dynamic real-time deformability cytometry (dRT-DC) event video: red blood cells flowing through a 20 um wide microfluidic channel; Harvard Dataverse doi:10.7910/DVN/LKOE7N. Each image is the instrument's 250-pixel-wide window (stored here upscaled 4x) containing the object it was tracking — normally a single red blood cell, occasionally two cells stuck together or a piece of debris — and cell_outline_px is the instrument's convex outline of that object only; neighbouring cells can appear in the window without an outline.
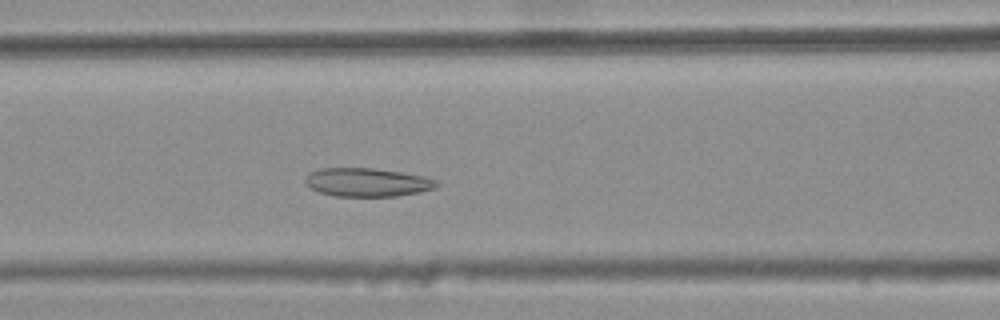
{"species": "common noctule bat (a hibernating species)", "species_latin": "Nyctalus noctula", "temperature_condition": "warm", "stored_images_in_passage": 42, "camera_frame_rate_fps": 3000, "um_per_image_px": 0.085, "animal": {"sex": "female", "body_mass_g": 25.1}, "frame": {"image": 1, "passage_image": 19, "time_ms": 6.0, "image_size_px": [1000, 320], "cell_outline_px": [[440, 184], [436, 188], [420, 192], [396, 196], [336, 196], [320, 192], [304, 184], [304, 180], [312, 172], [320, 168], [372, 168], [400, 172], [424, 176], [436, 180]], "centroid_in_image_um": [31.24, 15.5], "position_along_channel_um": 135.4, "area_um2": 21.73}}
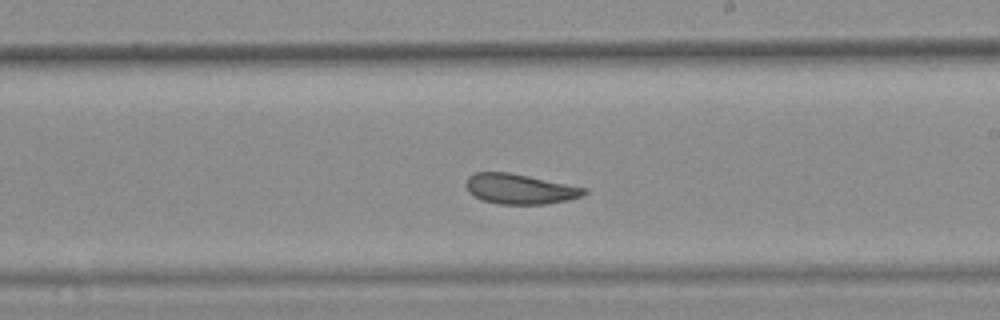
{"frame": {"image": 2, "passage_image": 28, "time_ms": 9.0, "image_size_px": [1000, 320], "cell_outline_px": [[588, 192], [580, 196], [568, 200], [544, 204], [496, 204], [480, 200], [472, 196], [468, 192], [464, 184], [468, 176], [476, 172], [508, 172], [588, 188]], "centroid_in_image_um": [44.13, 16.07], "position_along_channel_um": 244.9, "area_um2": 20.92}}
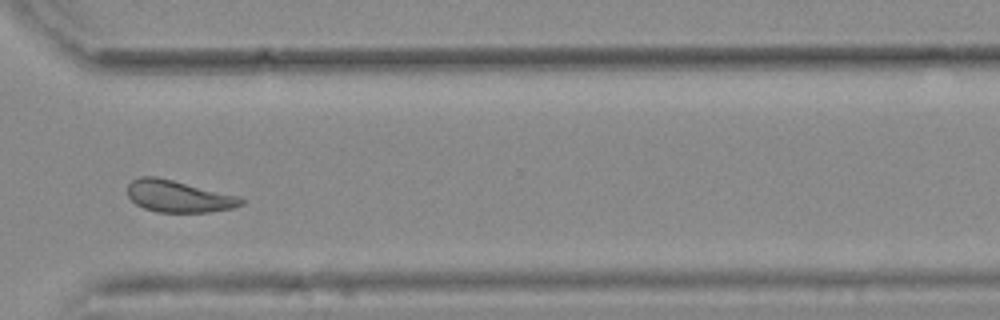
{"frame": {"image": 3, "passage_image": 37, "time_ms": 12.0, "image_size_px": [1000, 320], "cell_outline_px": [[244, 204], [232, 208], [208, 212], [156, 212], [144, 208], [136, 204], [128, 196], [128, 184], [132, 180], [140, 176], [156, 176], [240, 196], [244, 200]], "centroid_in_image_um": [15.17, 16.68], "position_along_channel_um": 355.4, "area_um2": 21.1}, "authors_computed_cell_mechanics": {"area_um2": 22.0796, "velocity_mm_per_s": 3.6593, "shape_relaxation_time_tau1_ms": null, "shape_relaxation_time_tau2_ms": 3.9614, "deformation_change_tau1": null, "deformation_change_tau2": 0.109}}